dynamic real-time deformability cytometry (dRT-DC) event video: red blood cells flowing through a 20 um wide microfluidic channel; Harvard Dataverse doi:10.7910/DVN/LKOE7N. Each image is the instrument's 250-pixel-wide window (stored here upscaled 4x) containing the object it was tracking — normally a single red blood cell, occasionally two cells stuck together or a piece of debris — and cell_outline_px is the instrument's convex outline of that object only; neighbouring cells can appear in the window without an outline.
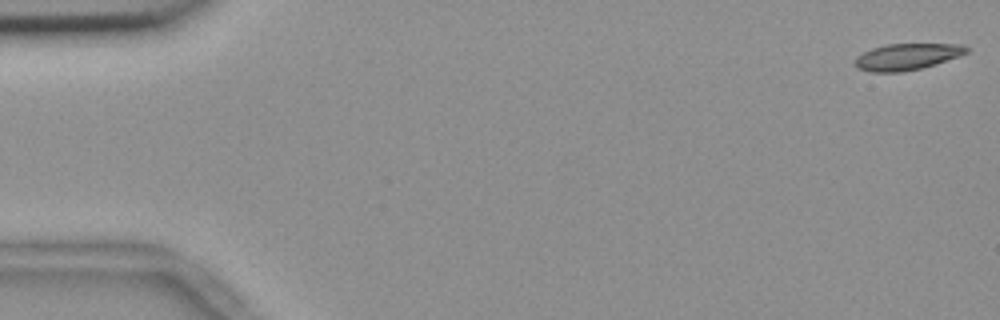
{"species": "common noctule bat (a hibernating species)", "species_latin": "Nyctalus noctula", "temperature_condition": "room temperature", "stored_images_in_passage": 55, "camera_frame_rate_fps": 3000, "um_per_image_px": 0.085, "animal": {"sex": "female", "body_mass_g": 18.4}, "frame": {"image": 1, "passage_image": 1, "time_ms": 0.0, "image_size_px": [1000, 320], "cell_outline_px": [[968, 52], [960, 56], [936, 64], [920, 68], [900, 72], [868, 72], [856, 68], [856, 56], [872, 48], [888, 44], [964, 44], [968, 48]], "centroid_in_image_um": [77.1, 4.82], "position_along_channel_um": 7.9, "area_um2": 17.17}}
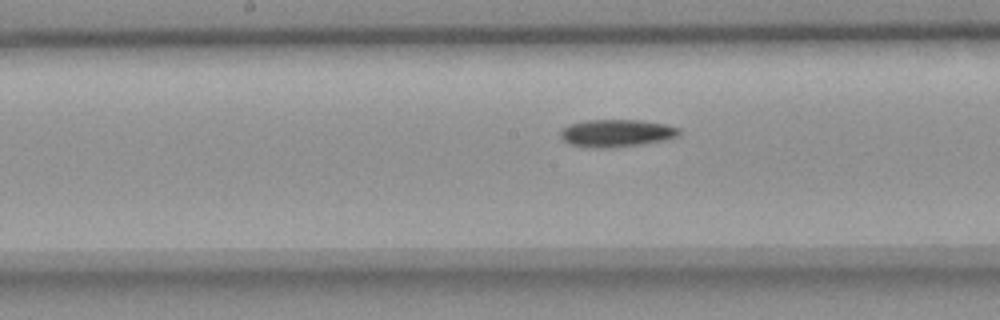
{"frame": {"image": 2, "passage_image": 28, "time_ms": 9.0, "image_size_px": [1000, 320], "cell_outline_px": [[680, 132], [676, 136], [660, 140], [640, 144], [572, 144], [564, 140], [560, 136], [560, 132], [568, 124], [584, 120], [636, 120], [664, 124], [680, 128]], "centroid_in_image_um": [52.42, 11.23], "position_along_channel_um": 195.8, "area_um2": 17.46}}
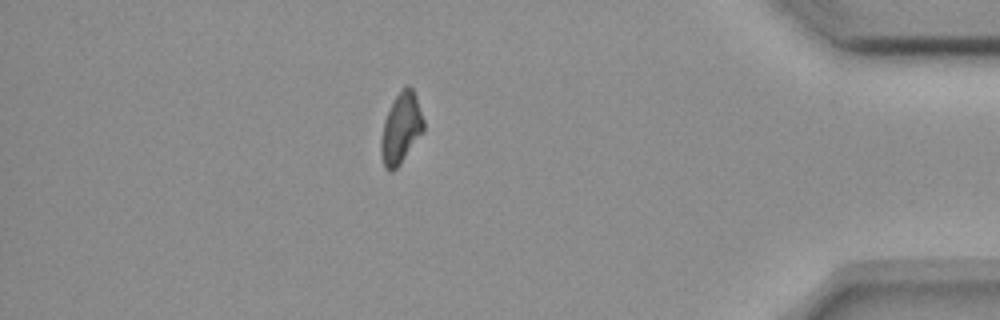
{"frame": {"image": 3, "passage_image": 48, "time_ms": 15.667, "image_size_px": [1000, 320], "cell_outline_px": [[424, 132], [400, 164], [392, 172], [384, 168], [380, 152], [380, 140], [384, 120], [396, 96], [404, 84], [408, 84], [412, 88], [416, 96], [424, 120]], "centroid_in_image_um": [34.09, 10.92], "position_along_channel_um": 401.1, "area_um2": 17.69}}